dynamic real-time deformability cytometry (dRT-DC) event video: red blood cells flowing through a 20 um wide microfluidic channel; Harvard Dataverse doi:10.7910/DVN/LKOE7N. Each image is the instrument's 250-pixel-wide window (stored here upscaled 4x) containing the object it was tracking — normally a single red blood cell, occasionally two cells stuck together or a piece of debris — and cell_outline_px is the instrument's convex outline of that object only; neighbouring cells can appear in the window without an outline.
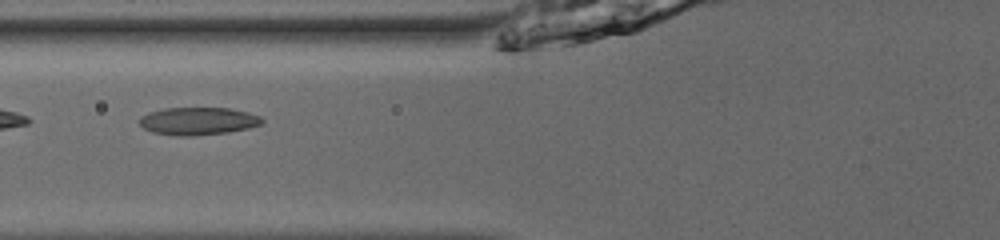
{"species": "common noctule bat (a hibernating species)", "species_latin": "Nyctalus noctula", "temperature_condition": "room temperature", "stored_images_in_passage": 33, "camera_frame_rate_fps": 3000, "um_per_image_px": 0.085, "animal": {"sex": "male", "body_mass_g": 13.0, "forearm_length_mm": 53.1}, "frame": {"image": 1, "passage_image": 24, "time_ms": 7.667, "image_size_px": [1000, 240], "cell_outline_px": [[264, 120], [260, 124], [248, 128], [228, 132], [192, 136], [180, 136], [152, 132], [144, 128], [140, 124], [140, 116], [148, 112], [164, 108], [228, 108], [248, 112], [260, 116]], "centroid_in_image_um": [16.82, 10.29], "position_along_channel_um": 109.0, "area_um2": 19.71}}